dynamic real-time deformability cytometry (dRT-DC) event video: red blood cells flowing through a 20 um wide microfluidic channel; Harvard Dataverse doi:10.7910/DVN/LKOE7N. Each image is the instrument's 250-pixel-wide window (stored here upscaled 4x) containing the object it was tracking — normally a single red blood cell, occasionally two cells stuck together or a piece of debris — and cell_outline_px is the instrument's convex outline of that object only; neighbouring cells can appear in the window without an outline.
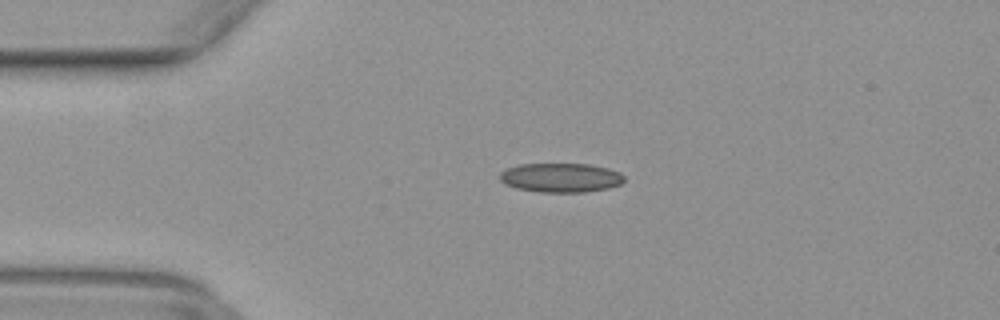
{"species": "common noctule bat (a hibernating species)", "species_latin": "Nyctalus noctula", "temperature_condition": "warm", "stored_images_in_passage": 41, "camera_frame_rate_fps": 3000, "um_per_image_px": 0.085, "animal": {"sex": "female", "body_mass_g": 29.2, "forearm_length_mm": 56.3}, "frame": {"image": 1, "passage_image": 3, "time_ms": 0.667, "image_size_px": [1000, 320], "cell_outline_px": [[624, 180], [620, 184], [608, 188], [584, 192], [540, 192], [516, 188], [504, 184], [500, 180], [500, 172], [508, 168], [520, 164], [588, 164], [608, 168], [620, 172], [624, 176]], "centroid_in_image_um": [47.66, 15.1], "position_along_channel_um": 37.3, "area_um2": 21.15}}
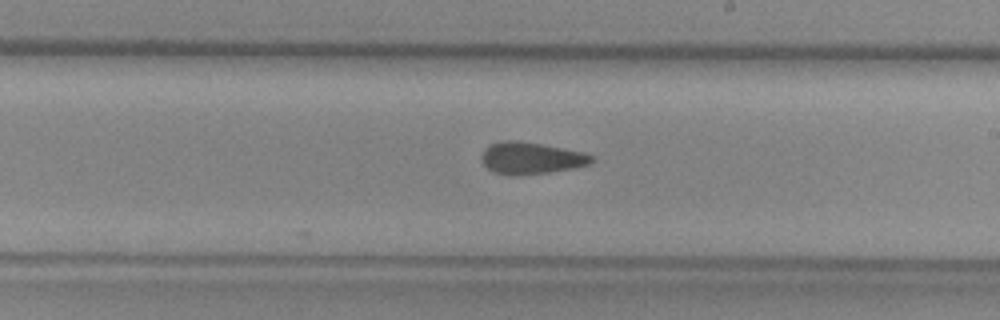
{"frame": {"image": 2, "passage_image": 20, "time_ms": 6.333, "image_size_px": [1000, 320], "cell_outline_px": [[596, 160], [588, 164], [572, 168], [548, 172], [516, 176], [492, 172], [480, 160], [480, 156], [484, 148], [492, 144], [504, 140], [516, 140], [540, 144], [584, 152], [592, 156]], "centroid_in_image_um": [45.1, 13.44], "position_along_channel_um": 243.9, "area_um2": 20.4}}
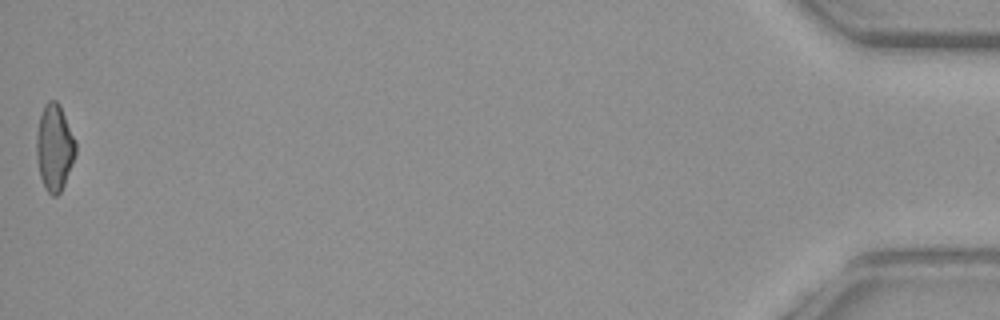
{"frame": {"image": 3, "passage_image": 41, "time_ms": 13.333, "image_size_px": [1000, 320], "cell_outline_px": [[76, 152], [72, 164], [64, 184], [60, 192], [56, 196], [52, 196], [44, 188], [40, 176], [36, 156], [36, 132], [40, 116], [44, 104], [48, 100], [56, 100], [60, 104], [76, 140]], "centroid_in_image_um": [4.62, 12.51], "position_along_channel_um": 430.6, "area_um2": 19.94}}